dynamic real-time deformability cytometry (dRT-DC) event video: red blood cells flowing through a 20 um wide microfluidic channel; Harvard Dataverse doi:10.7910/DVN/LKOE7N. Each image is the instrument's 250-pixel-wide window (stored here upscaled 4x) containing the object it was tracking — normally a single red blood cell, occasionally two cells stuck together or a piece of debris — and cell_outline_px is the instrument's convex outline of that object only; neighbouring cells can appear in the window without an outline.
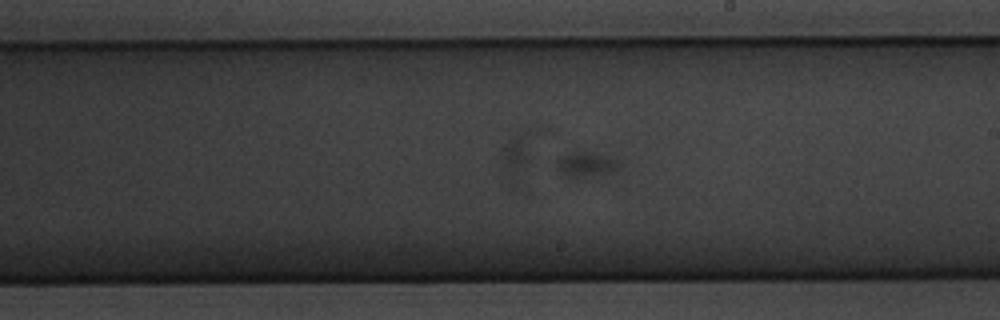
{"species": "common noctule bat (a hibernating species)", "species_latin": "Nyctalus noctula", "temperature_condition": "warm", "stored_images_in_passage": 53, "segment_of_instrument_passage": [2, 2], "camera_frame_rate_fps": 3000, "um_per_image_px": 0.085, "animal": {"sex": "male", "body_mass_g": 20.1, "forearm_length_mm": 53.5}, "frame": {"image": 1, "passage_image": 32, "time_ms": 10.333, "image_size_px": [1000, 320], "cell_outline_px": [[620, 164], [616, 172], [576, 180], [572, 180], [564, 176], [556, 168], [556, 160], [560, 156], [576, 148], [596, 152], [608, 156], [616, 160]], "centroid_in_image_um": [49.76, 13.98], "position_along_channel_um": 239.2, "area_um2": 10.17}}
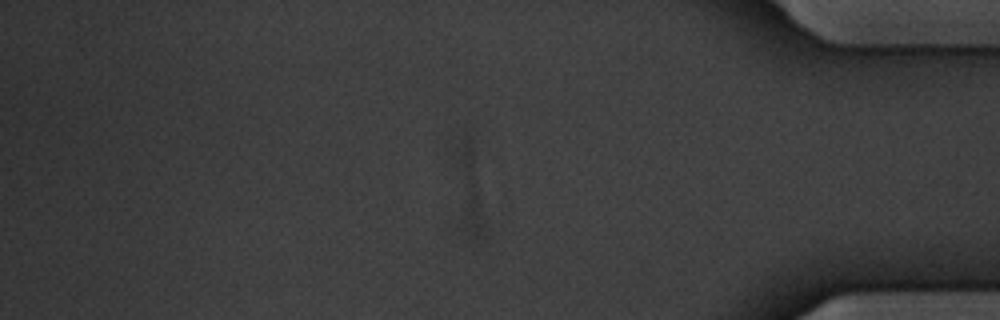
{"frame": {"image": 2, "passage_image": 46, "time_ms": 15.0, "image_size_px": [1000, 320], "cell_outline_px": [[480, 236], [472, 240], [464, 228], [460, 156], [464, 136], [468, 136], [472, 144], [480, 208]], "centroid_in_image_um": [39.94, 16.21], "position_along_channel_um": 395.3, "area_um2": 10.46}}